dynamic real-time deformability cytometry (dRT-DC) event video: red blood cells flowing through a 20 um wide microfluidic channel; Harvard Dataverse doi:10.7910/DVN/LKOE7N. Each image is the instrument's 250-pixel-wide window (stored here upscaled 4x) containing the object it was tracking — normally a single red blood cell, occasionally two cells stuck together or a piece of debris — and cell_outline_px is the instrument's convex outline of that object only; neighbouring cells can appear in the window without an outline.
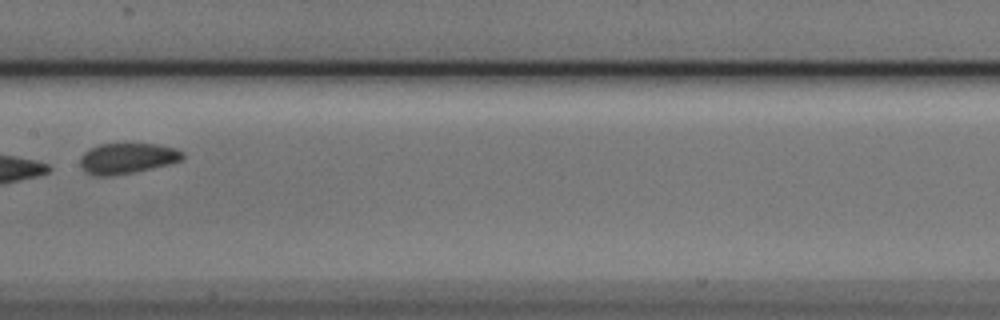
{"species": "Egyptian fruit bat (a non-hibernating species)", "species_latin": "Rousettus aegyptiacus", "temperature_condition": "cold", "stored_images_in_passage": 11, "camera_frame_rate_fps": 3000, "um_per_image_px": 0.085, "animal": {"sex": "male"}, "frame": {"image": 1, "passage_image": 8, "time_ms": 2.333, "image_size_px": [1000, 320], "cell_outline_px": [[184, 156], [180, 160], [168, 164], [152, 168], [112, 176], [96, 176], [84, 172], [80, 164], [80, 160], [84, 152], [100, 144], [156, 144], [176, 148], [184, 152]], "centroid_in_image_um": [10.8, 13.46], "position_along_channel_um": 196.6, "area_um2": 18.15}}
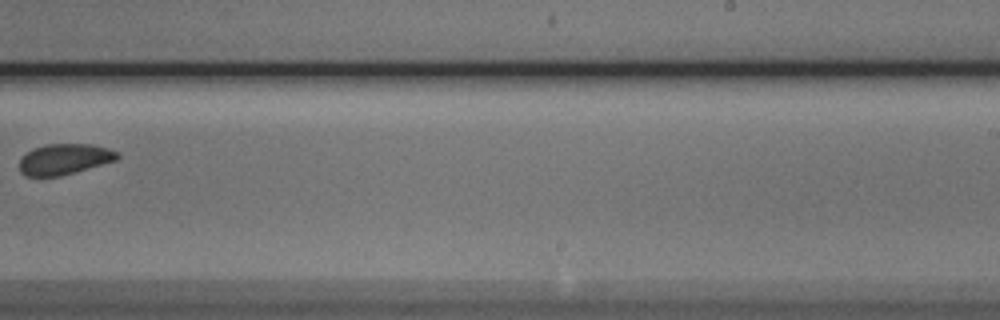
{"frame": {"image": 2, "passage_image": 10, "time_ms": 3.0, "image_size_px": [1000, 320], "cell_outline_px": [[120, 156], [116, 160], [60, 176], [24, 176], [20, 172], [20, 156], [24, 152], [32, 148], [44, 144], [92, 144], [108, 148], [120, 152]], "centroid_in_image_um": [5.44, 13.51], "position_along_channel_um": 283.6, "area_um2": 17.74}}